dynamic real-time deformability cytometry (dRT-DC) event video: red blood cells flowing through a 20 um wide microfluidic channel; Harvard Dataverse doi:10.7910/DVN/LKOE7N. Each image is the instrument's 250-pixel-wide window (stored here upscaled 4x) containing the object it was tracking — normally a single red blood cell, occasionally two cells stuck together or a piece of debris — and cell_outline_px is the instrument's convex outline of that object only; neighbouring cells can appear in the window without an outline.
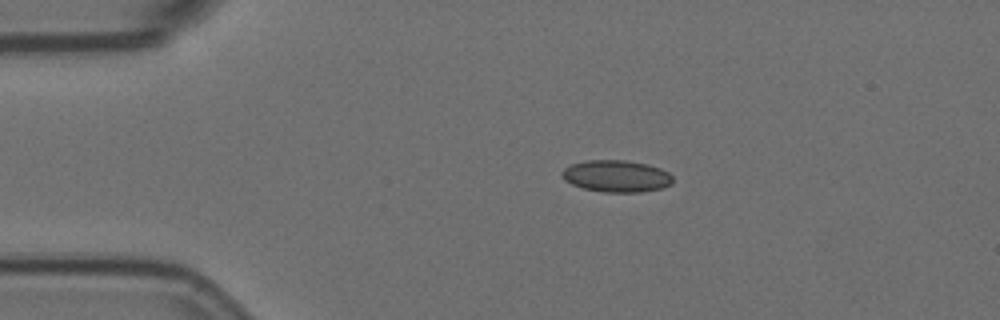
{"species": "Egyptian fruit bat (a non-hibernating species)", "species_latin": "Rousettus aegyptiacus", "temperature_condition": "room temperature", "stored_images_in_passage": 4, "camera_frame_rate_fps": 3000, "um_per_image_px": 0.085, "animal": {"sex": "female"}, "frame": {"image": 1, "passage_image": 1, "time_ms": 0.0, "image_size_px": [1000, 320], "cell_outline_px": [[672, 184], [664, 188], [640, 192], [604, 192], [584, 188], [572, 184], [564, 180], [560, 176], [560, 172], [564, 168], [572, 164], [584, 160], [624, 160], [648, 164], [660, 168], [668, 172], [672, 176]], "centroid_in_image_um": [52.39, 14.97], "position_along_channel_um": 32.6, "area_um2": 20.75}}
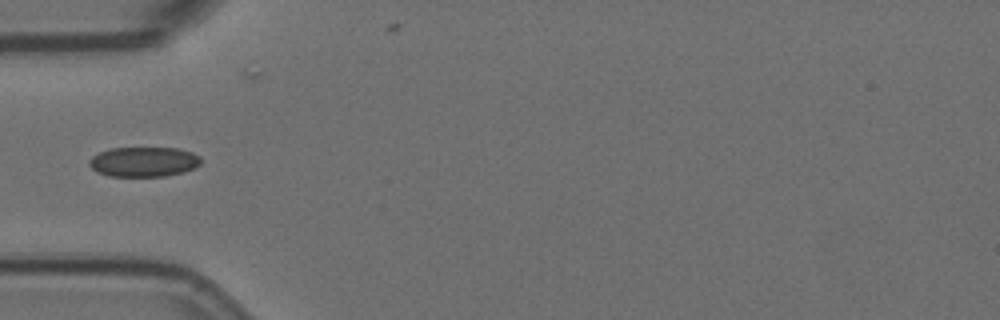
{"frame": {"image": 2, "passage_image": 3, "time_ms": 0.667, "image_size_px": [1000, 320], "cell_outline_px": [[200, 164], [184, 172], [164, 176], [108, 176], [96, 172], [88, 164], [88, 160], [92, 156], [100, 152], [112, 148], [176, 148], [192, 152], [200, 156]], "centroid_in_image_um": [12.19, 13.75], "position_along_channel_um": 72.8, "area_um2": 19.42}}